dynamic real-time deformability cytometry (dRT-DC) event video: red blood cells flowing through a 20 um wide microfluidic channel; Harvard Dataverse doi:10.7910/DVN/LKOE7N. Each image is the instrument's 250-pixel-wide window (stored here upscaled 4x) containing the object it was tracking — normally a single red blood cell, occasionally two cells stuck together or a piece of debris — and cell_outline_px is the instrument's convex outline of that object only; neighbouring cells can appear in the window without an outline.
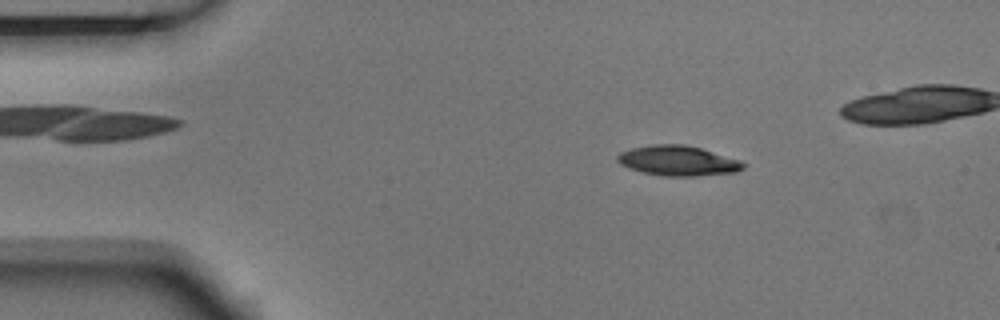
{"species": "Egyptian fruit bat (a non-hibernating species)", "species_latin": "Rousettus aegyptiacus", "temperature_condition": "room temperature", "stored_images_in_passage": 5, "camera_frame_rate_fps": 3000, "um_per_image_px": 0.085, "animal": {"sex": "male"}, "frame": {"image": 1, "passage_image": 2, "time_ms": 0.333, "image_size_px": [1000, 320], "cell_outline_px": [[748, 164], [744, 168], [736, 172], [696, 176], [664, 176], [644, 172], [628, 168], [620, 164], [616, 160], [616, 156], [620, 152], [632, 148], [652, 144], [684, 144], [700, 148], [740, 160]], "centroid_in_image_um": [57.63, 13.66], "position_along_channel_um": 27.4, "area_um2": 22.08}}